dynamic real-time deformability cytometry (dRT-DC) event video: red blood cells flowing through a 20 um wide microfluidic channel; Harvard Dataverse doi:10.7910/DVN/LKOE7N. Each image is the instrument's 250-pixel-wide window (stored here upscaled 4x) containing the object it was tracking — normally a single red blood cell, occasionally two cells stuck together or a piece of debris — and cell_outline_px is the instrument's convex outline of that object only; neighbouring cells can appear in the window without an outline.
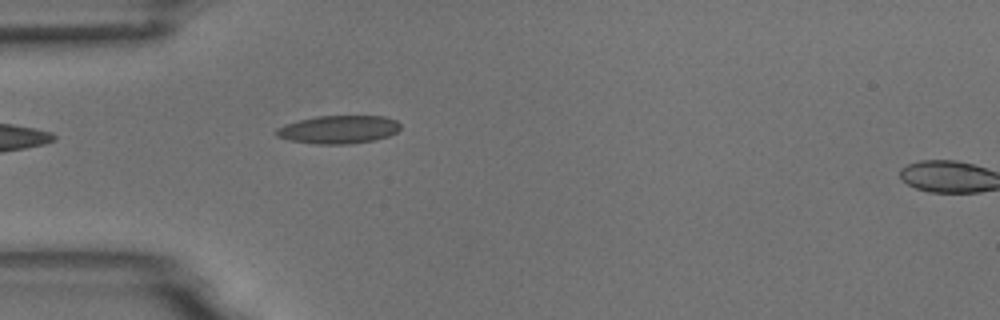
{"species": "common noctule bat (a hibernating species)", "species_latin": "Nyctalus noctula", "temperature_condition": "room temperature", "stored_images_in_passage": 5, "camera_frame_rate_fps": 3000, "um_per_image_px": 0.085, "animal": {"sex": "male", "body_mass_g": 18.8}, "frame": {"image": 1, "passage_image": 5, "time_ms": 1.333, "image_size_px": [1000, 320], "cell_outline_px": [[400, 128], [396, 132], [388, 136], [376, 140], [348, 144], [316, 144], [288, 140], [276, 136], [276, 128], [284, 124], [316, 116], [384, 116], [396, 120], [400, 124]], "centroid_in_image_um": [28.77, 11.01], "position_along_channel_um": 56.2, "area_um2": 20.4}}